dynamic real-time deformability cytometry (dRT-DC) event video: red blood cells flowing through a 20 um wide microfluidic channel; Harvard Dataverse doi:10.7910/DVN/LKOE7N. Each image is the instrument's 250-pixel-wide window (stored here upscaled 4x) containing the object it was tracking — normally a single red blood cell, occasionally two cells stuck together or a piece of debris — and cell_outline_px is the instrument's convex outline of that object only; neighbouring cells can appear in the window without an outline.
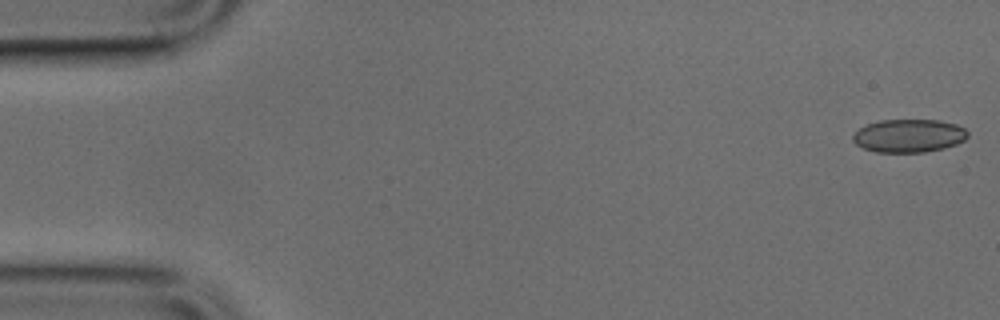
{"species": "common noctule bat (a hibernating species)", "species_latin": "Nyctalus noctula", "temperature_condition": "cold", "stored_images_in_passage": 8, "camera_frame_rate_fps": 3000, "um_per_image_px": 0.085, "animal": {"sex": "male", "body_mass_g": 17.9, "forearm_length_mm": 54.2}, "frame": {"image": 1, "passage_image": 1, "time_ms": 0.0, "image_size_px": [1000, 320], "cell_outline_px": [[968, 136], [964, 140], [956, 144], [944, 148], [924, 152], [876, 152], [864, 148], [856, 144], [852, 140], [852, 136], [860, 128], [868, 124], [880, 120], [940, 120], [956, 124], [964, 128], [968, 132]], "centroid_in_image_um": [77.26, 11.54], "position_along_channel_um": 7.7, "area_um2": 22.14}}